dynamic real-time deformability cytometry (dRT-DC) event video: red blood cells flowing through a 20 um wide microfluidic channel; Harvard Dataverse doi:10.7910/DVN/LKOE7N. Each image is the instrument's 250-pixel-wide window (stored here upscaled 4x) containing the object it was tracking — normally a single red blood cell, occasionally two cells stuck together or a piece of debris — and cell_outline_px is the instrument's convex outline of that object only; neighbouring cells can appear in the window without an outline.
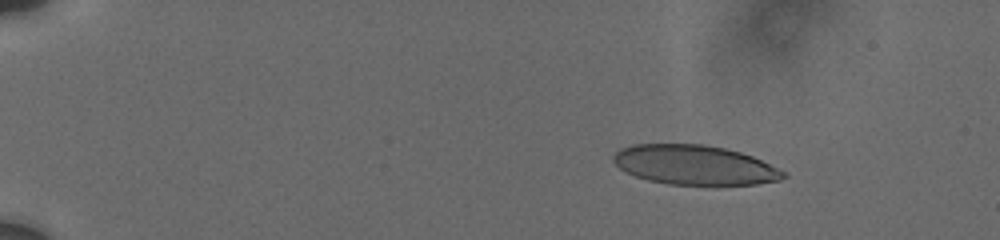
{"species": "human", "species_latin": "Homo sapiens", "temperature_condition": "cold", "stored_images_in_passage": 47, "camera_frame_rate_fps": 3000, "um_per_image_px": 0.085, "donor": {"sex": "male"}, "frame": {"image": 1, "passage_image": 6, "time_ms": 2.667, "image_size_px": [1000, 240], "cell_outline_px": [[788, 176], [780, 180], [756, 184], [668, 184], [648, 180], [636, 176], [620, 168], [612, 160], [612, 156], [620, 148], [632, 144], [704, 144], [724, 148], [740, 152], [752, 156], [788, 172]], "centroid_in_image_um": [59.06, 14.01], "position_along_channel_um": 25.9, "area_um2": 39.13}}
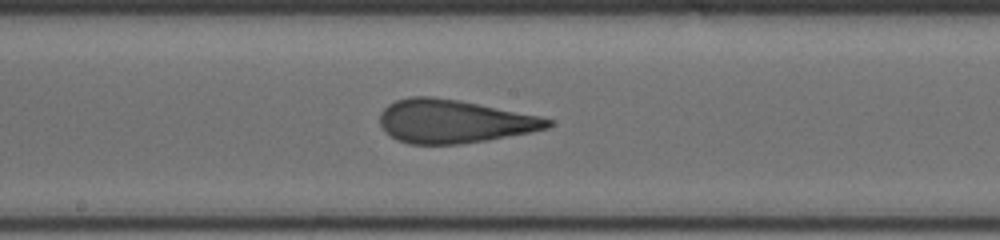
{"frame": {"image": 2, "passage_image": 27, "time_ms": 10.667, "image_size_px": [1000, 240], "cell_outline_px": [[552, 124], [548, 128], [488, 140], [456, 144], [408, 144], [396, 140], [384, 132], [380, 124], [380, 112], [388, 104], [396, 100], [412, 96], [432, 96], [460, 100], [540, 116], [552, 120]], "centroid_in_image_um": [38.52, 10.31], "position_along_channel_um": 209.7, "area_um2": 42.48}}
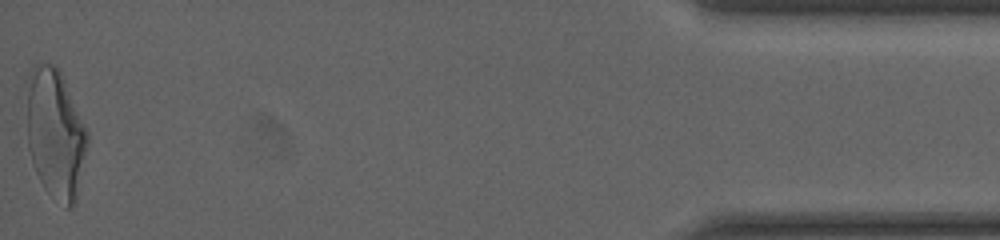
{"frame": {"image": 3, "passage_image": 47, "time_ms": 18.667, "image_size_px": [1000, 240], "cell_outline_px": [[88, 144], [76, 204], [72, 208], [64, 208], [44, 188], [36, 172], [28, 148], [28, 72], [36, 64], [56, 64], [64, 80], [88, 132]], "centroid_in_image_um": [4.73, 11.42], "position_along_channel_um": 430.5, "area_um2": 45.6}, "authors_computed_cell_mechanics": {"area_um2": 42.0206, "velocity_mm_per_s": 3.7386, "shape_relaxation_time_tau1_ms": 6.2545, "shape_relaxation_time_tau2_ms": 1.321, "deformation_change_tau1": 0.2158, "deformation_change_tau2": 0.1204}}